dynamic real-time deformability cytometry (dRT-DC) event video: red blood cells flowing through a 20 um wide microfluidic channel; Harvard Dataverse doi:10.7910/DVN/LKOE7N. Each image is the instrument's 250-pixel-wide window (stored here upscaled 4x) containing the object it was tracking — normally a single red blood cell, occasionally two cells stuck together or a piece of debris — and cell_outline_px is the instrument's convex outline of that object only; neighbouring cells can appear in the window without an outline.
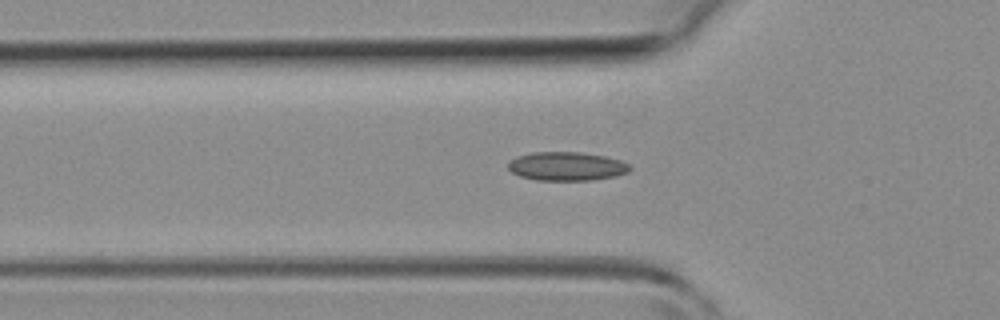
{"species": "common noctule bat (a hibernating species)", "species_latin": "Nyctalus noctula", "temperature_condition": "room temperature", "stored_images_in_passage": 15, "camera_frame_rate_fps": 3000, "um_per_image_px": 0.085, "animal": {"sex": "female", "body_mass_g": 19.3, "forearm_length_mm": 54.1}, "frame": {"image": 1, "passage_image": 5, "time_ms": 1.333, "image_size_px": [1000, 320], "cell_outline_px": [[632, 168], [628, 172], [616, 176], [592, 180], [536, 180], [520, 176], [512, 172], [508, 168], [508, 160], [516, 156], [532, 152], [580, 152], [604, 156], [620, 160], [628, 164]], "centroid_in_image_um": [48.14, 14.13], "position_along_channel_um": 77.7, "area_um2": 20.46}}
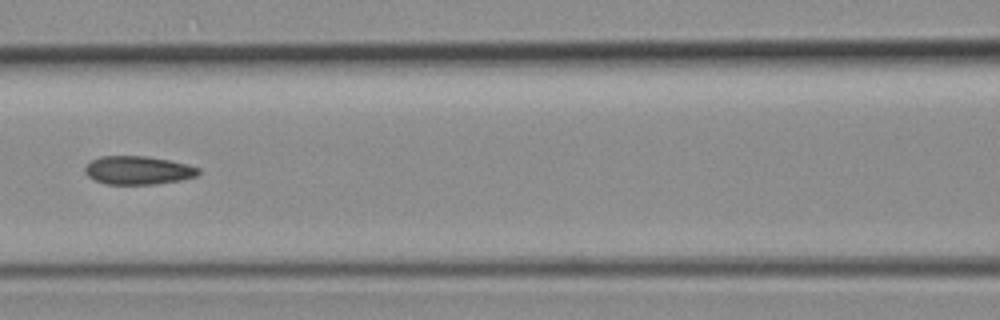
{"frame": {"image": 2, "passage_image": 10, "time_ms": 3.0, "image_size_px": [1000, 320], "cell_outline_px": [[200, 172], [196, 176], [180, 180], [156, 184], [108, 184], [96, 180], [88, 176], [84, 172], [84, 168], [92, 160], [100, 156], [148, 156], [188, 164], [200, 168]], "centroid_in_image_um": [11.75, 14.47], "position_along_channel_um": 154.9, "area_um2": 18.73}}
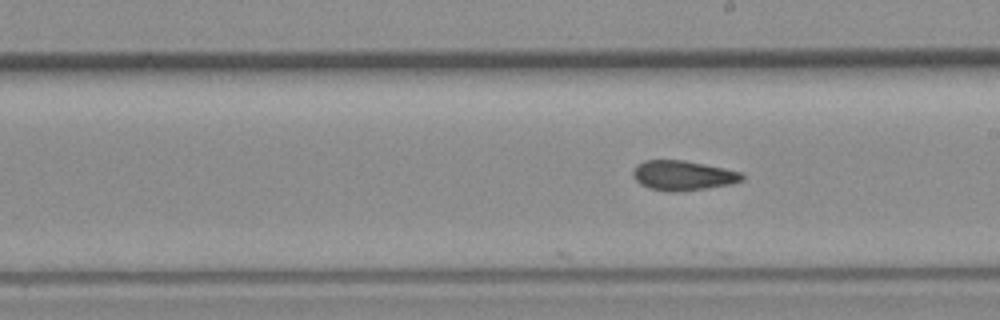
{"frame": {"image": 3, "passage_image": 15, "time_ms": 4.667, "image_size_px": [1000, 320], "cell_outline_px": [[744, 180], [732, 184], [676, 192], [668, 192], [648, 188], [640, 184], [636, 180], [632, 172], [636, 164], [644, 160], [684, 160], [724, 168], [740, 172], [744, 176]], "centroid_in_image_um": [58.03, 14.91], "position_along_channel_um": 231.0, "area_um2": 18.96}}